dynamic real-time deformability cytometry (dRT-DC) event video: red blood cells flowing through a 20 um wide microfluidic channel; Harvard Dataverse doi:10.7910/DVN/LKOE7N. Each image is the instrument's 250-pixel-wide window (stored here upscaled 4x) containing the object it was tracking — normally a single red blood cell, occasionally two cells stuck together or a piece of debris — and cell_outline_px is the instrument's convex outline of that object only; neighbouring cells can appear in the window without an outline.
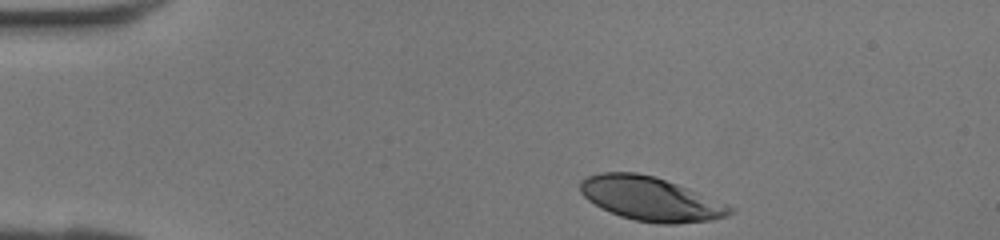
{"species": "human", "species_latin": "Homo sapiens", "temperature_condition": "room temperature", "stored_images_in_passage": 29, "camera_frame_rate_fps": 3000, "um_per_image_px": 0.085, "donor": {"sex": "female"}, "frame": {"image": 1, "passage_image": 1, "time_ms": 0.0, "image_size_px": [1000, 240], "cell_outline_px": [[736, 212], [728, 216], [708, 220], [676, 224], [660, 224], [636, 220], [620, 216], [600, 208], [588, 200], [580, 192], [580, 180], [588, 176], [600, 172], [636, 172], [656, 176], [736, 208]], "centroid_in_image_um": [55.28, 16.9], "position_along_channel_um": 29.7, "area_um2": 38.21}}
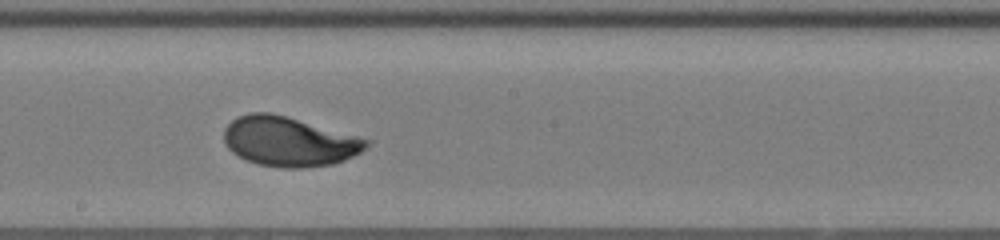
{"frame": {"image": 2, "passage_image": 17, "time_ms": 5.333, "image_size_px": [1000, 240], "cell_outline_px": [[372, 144], [360, 152], [344, 160], [332, 164], [304, 168], [280, 168], [256, 164], [232, 152], [228, 148], [224, 140], [224, 128], [232, 120], [248, 112], [272, 112], [288, 116], [372, 140]], "centroid_in_image_um": [24.59, 12.02], "position_along_channel_um": 223.6, "area_um2": 41.44}}
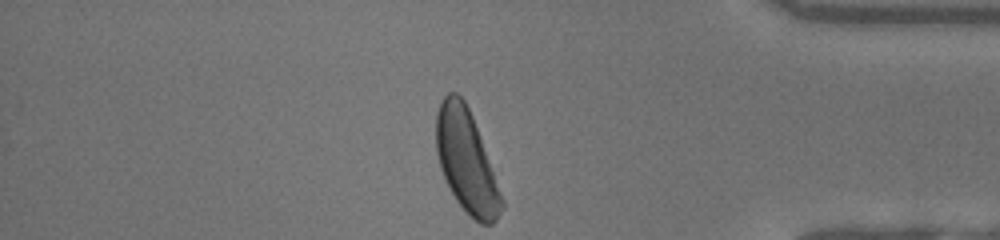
{"frame": {"image": 3, "passage_image": 29, "time_ms": 9.333, "image_size_px": [1000, 240], "cell_outline_px": [[504, 208], [496, 220], [492, 224], [480, 224], [468, 216], [464, 212], [456, 200], [440, 168], [436, 152], [436, 112], [444, 96], [448, 92], [456, 92], [464, 100], [472, 116], [480, 136], [504, 200]], "centroid_in_image_um": [39.64, 13.73], "position_along_channel_um": 395.6, "area_um2": 39.02}}